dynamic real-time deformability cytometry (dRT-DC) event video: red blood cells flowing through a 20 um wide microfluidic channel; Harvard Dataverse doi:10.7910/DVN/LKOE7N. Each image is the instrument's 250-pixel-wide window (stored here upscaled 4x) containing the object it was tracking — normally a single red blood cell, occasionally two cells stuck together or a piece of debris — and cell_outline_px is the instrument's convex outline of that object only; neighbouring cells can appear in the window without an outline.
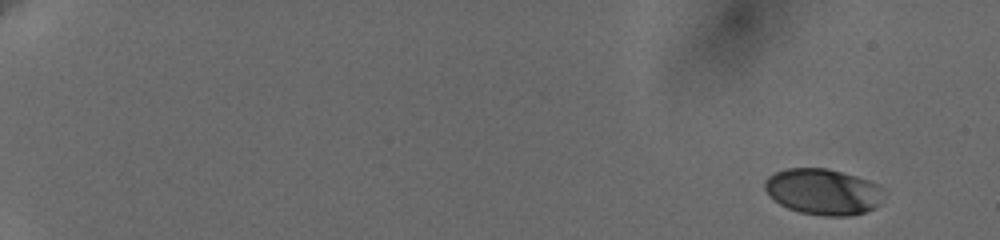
{"species": "human", "species_latin": "Homo sapiens", "temperature_condition": "cold", "stored_images_in_passage": 57, "camera_frame_rate_fps": 3000, "um_per_image_px": 0.085, "donor": {"sex": "female"}, "frame": {"image": 1, "passage_image": 1, "time_ms": 0.0, "image_size_px": [1000, 240], "cell_outline_px": [[880, 204], [876, 208], [852, 216], [824, 216], [800, 212], [788, 208], [780, 204], [764, 188], [764, 180], [768, 176], [776, 172], [788, 168], [828, 168], [856, 176], [868, 180], [876, 184], [880, 188]], "centroid_in_image_um": [69.95, 16.3], "position_along_channel_um": 15.1, "area_um2": 31.67}}
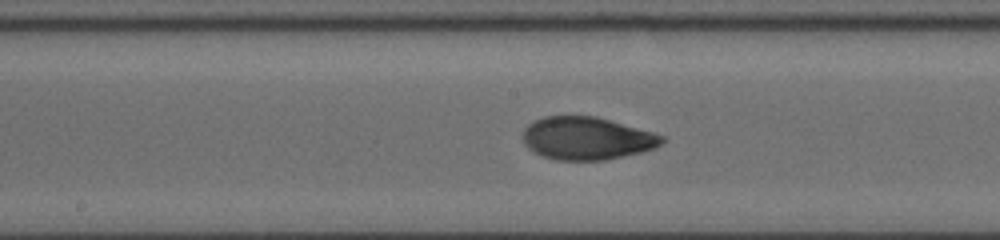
{"frame": {"image": 2, "passage_image": 32, "time_ms": 10.333, "image_size_px": [1000, 240], "cell_outline_px": [[664, 140], [660, 144], [652, 148], [640, 152], [604, 160], [556, 160], [544, 156], [528, 148], [524, 144], [524, 128], [528, 124], [544, 116], [596, 116], [652, 132], [664, 136]], "centroid_in_image_um": [49.85, 11.75], "position_along_channel_um": 198.3, "area_um2": 34.22}}
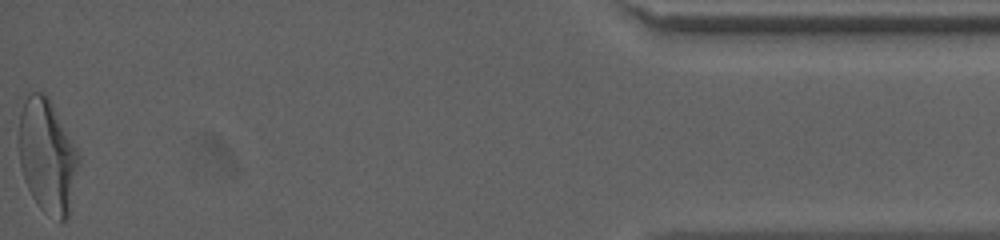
{"frame": {"image": 3, "passage_image": 57, "time_ms": 18.667, "image_size_px": [1000, 240], "cell_outline_px": [[80, 164], [68, 220], [60, 224], [44, 212], [40, 208], [32, 196], [24, 180], [20, 164], [20, 112], [24, 100], [32, 92], [44, 92], [48, 96], [80, 152]], "centroid_in_image_um": [4.07, 13.33], "position_along_channel_um": 431.1, "area_um2": 40.29}, "authors_computed_cell_mechanics": {"area_um2": 33.8708, "velocity_mm_per_s": 3.6301, "shape_relaxation_time_tau1_ms": 4.1566, "shape_relaxation_time_tau2_ms": 1.22, "deformation_change_tau1": 0.1784, "deformation_change_tau2": 0.0546}}